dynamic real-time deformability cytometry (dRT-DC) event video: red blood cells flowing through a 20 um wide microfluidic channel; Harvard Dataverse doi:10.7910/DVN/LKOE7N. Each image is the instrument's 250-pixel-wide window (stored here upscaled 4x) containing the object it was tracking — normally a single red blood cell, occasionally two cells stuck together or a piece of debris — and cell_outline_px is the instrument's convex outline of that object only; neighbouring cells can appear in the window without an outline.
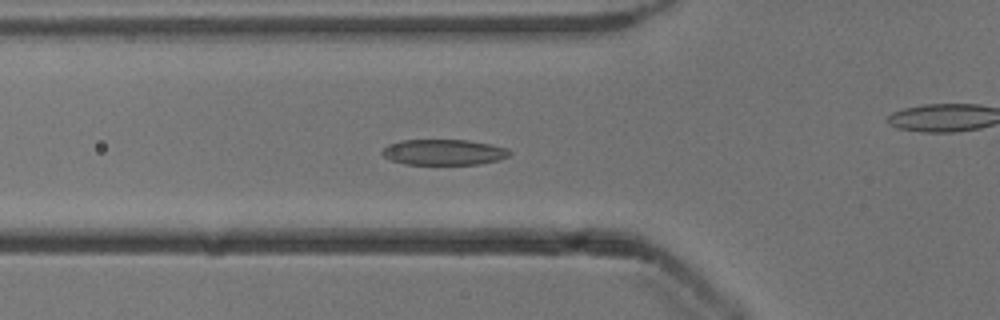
{"species": "common noctule bat (a hibernating species)", "species_latin": "Nyctalus noctula", "temperature_condition": "cold", "stored_images_in_passage": 54, "camera_frame_rate_fps": 3000, "um_per_image_px": 0.085, "animal": {"sex": "male", "body_mass_g": 13.3}, "frame": {"image": 1, "passage_image": 19, "time_ms": 6.0, "image_size_px": [1000, 320], "cell_outline_px": [[512, 152], [508, 156], [496, 160], [480, 164], [404, 164], [392, 160], [384, 156], [380, 152], [388, 144], [400, 140], [468, 140], [492, 144], [508, 148]], "centroid_in_image_um": [37.72, 12.93], "position_along_channel_um": 88.1, "area_um2": 19.07}}
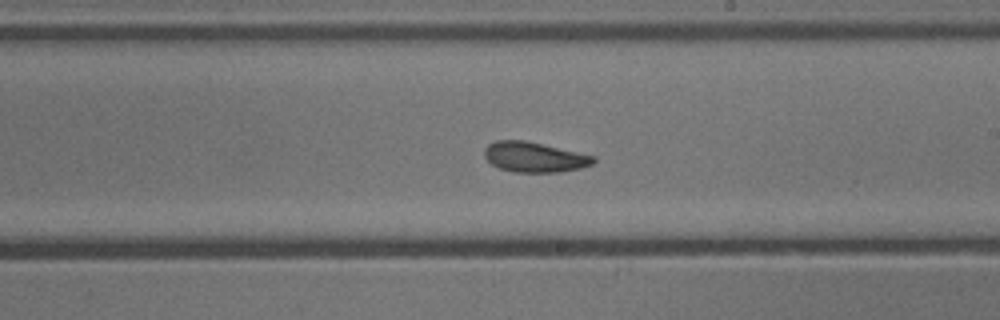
{"frame": {"image": 2, "passage_image": 31, "time_ms": 10.0, "image_size_px": [1000, 320], "cell_outline_px": [[596, 160], [592, 164], [580, 168], [560, 172], [512, 172], [500, 168], [492, 164], [484, 156], [484, 148], [488, 144], [496, 140], [524, 140], [596, 156]], "centroid_in_image_um": [45.41, 13.35], "position_along_channel_um": 243.6, "area_um2": 19.13}}
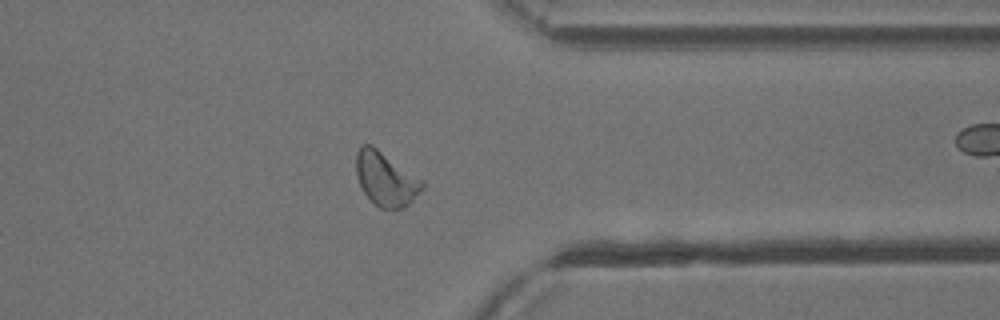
{"frame": {"image": 3, "passage_image": 42, "time_ms": 13.667, "image_size_px": [1000, 320], "cell_outline_px": [[424, 188], [404, 208], [380, 208], [364, 192], [356, 176], [356, 152], [364, 144], [372, 144], [424, 180]], "centroid_in_image_um": [32.81, 15.18], "position_along_channel_um": 378.6, "area_um2": 20.69}, "authors_computed_cell_mechanics": {"area_um2": 19.6809, "velocity_mm_per_s": 3.8662, "shape_relaxation_time_tau1_ms": 3.0866, "shape_relaxation_time_tau2_ms": 4.3026, "deformation_change_tau1": 0.1118, "deformation_change_tau2": 0.1192}}